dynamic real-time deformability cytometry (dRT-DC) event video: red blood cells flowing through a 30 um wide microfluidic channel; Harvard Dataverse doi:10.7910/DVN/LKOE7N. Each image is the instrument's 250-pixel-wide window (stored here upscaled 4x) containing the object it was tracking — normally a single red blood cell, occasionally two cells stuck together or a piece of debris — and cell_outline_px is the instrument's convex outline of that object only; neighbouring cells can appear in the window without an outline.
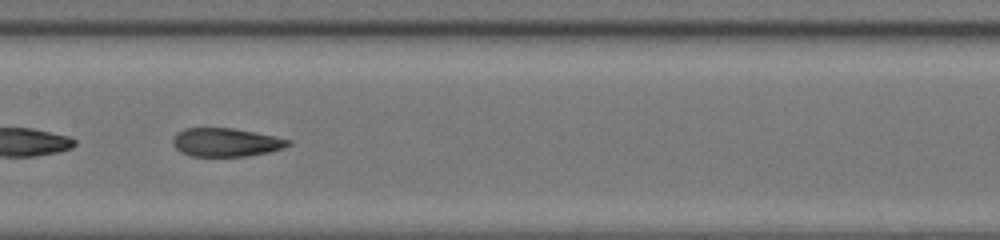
{"species": "common noctule bat (a hibernating species)", "species_latin": "Nyctalus noctula", "temperature_condition": "room temperature", "stored_images_in_passage": 33, "camera_frame_rate_fps": 3000, "um_per_image_px": 0.085, "animal": {"sex": "female", "body_mass_g": 20.0, "forearm_length_mm": 54.0}, "frame": {"image": 1, "passage_image": 28, "time_ms": 9.0, "image_size_px": [1000, 240], "cell_outline_px": [[292, 144], [284, 148], [268, 152], [248, 156], [192, 156], [180, 152], [172, 144], [172, 140], [176, 132], [184, 128], [232, 128], [256, 132], [276, 136], [292, 140]], "centroid_in_image_um": [19.22, 12.09], "position_along_channel_um": 188.2, "area_um2": 19.36}}